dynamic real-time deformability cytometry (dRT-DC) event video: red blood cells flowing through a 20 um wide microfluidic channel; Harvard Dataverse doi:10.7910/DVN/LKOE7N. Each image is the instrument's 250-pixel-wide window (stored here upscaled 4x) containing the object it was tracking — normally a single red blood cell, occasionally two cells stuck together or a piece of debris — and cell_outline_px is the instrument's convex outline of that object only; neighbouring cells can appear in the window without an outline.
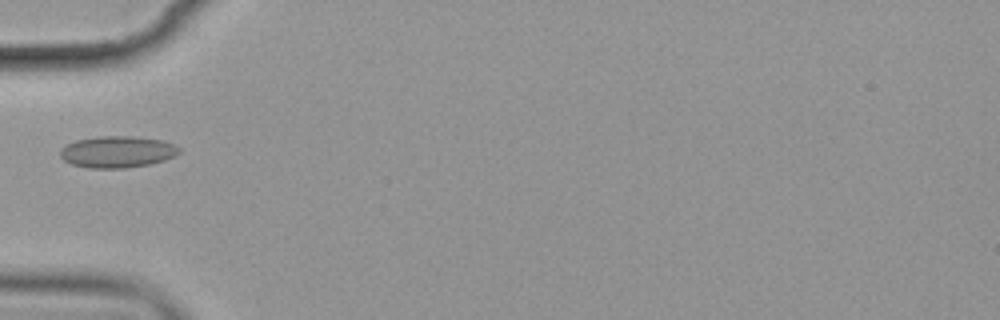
{"species": "common noctule bat (a hibernating species)", "species_latin": "Nyctalus noctula", "temperature_condition": "cold", "stored_images_in_passage": 1, "camera_frame_rate_fps": 3000, "um_per_image_px": 0.085, "animal": {"sex": "female", "body_mass_g": 19.9}, "frame": {"image": 1, "passage_image": 1, "time_ms": 0.0, "image_size_px": [1000, 320], "cell_outline_px": [[180, 152], [164, 160], [148, 164], [124, 168], [88, 168], [72, 164], [64, 160], [60, 156], [60, 148], [76, 140], [100, 136], [132, 136], [164, 140], [180, 148]], "centroid_in_image_um": [9.95, 12.9], "position_along_channel_um": 75.0, "area_um2": 21.79}}